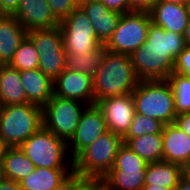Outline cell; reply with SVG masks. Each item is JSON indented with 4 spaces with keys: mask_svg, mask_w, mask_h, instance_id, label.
I'll return each mask as SVG.
<instances>
[{
    "mask_svg": "<svg viewBox=\"0 0 190 190\" xmlns=\"http://www.w3.org/2000/svg\"><path fill=\"white\" fill-rule=\"evenodd\" d=\"M95 29L96 37L104 45L114 33L122 14L108 9L102 2L79 3Z\"/></svg>",
    "mask_w": 190,
    "mask_h": 190,
    "instance_id": "18",
    "label": "cell"
},
{
    "mask_svg": "<svg viewBox=\"0 0 190 190\" xmlns=\"http://www.w3.org/2000/svg\"><path fill=\"white\" fill-rule=\"evenodd\" d=\"M55 17L62 21L78 6V0H47Z\"/></svg>",
    "mask_w": 190,
    "mask_h": 190,
    "instance_id": "30",
    "label": "cell"
},
{
    "mask_svg": "<svg viewBox=\"0 0 190 190\" xmlns=\"http://www.w3.org/2000/svg\"><path fill=\"white\" fill-rule=\"evenodd\" d=\"M38 52L39 69L54 81L66 69V51L60 27L27 32Z\"/></svg>",
    "mask_w": 190,
    "mask_h": 190,
    "instance_id": "9",
    "label": "cell"
},
{
    "mask_svg": "<svg viewBox=\"0 0 190 190\" xmlns=\"http://www.w3.org/2000/svg\"><path fill=\"white\" fill-rule=\"evenodd\" d=\"M151 22L161 26L164 31L183 35L190 18V5L169 3L156 0L149 10Z\"/></svg>",
    "mask_w": 190,
    "mask_h": 190,
    "instance_id": "16",
    "label": "cell"
},
{
    "mask_svg": "<svg viewBox=\"0 0 190 190\" xmlns=\"http://www.w3.org/2000/svg\"><path fill=\"white\" fill-rule=\"evenodd\" d=\"M0 102L2 106L30 103L21 82L20 71L9 64L0 65Z\"/></svg>",
    "mask_w": 190,
    "mask_h": 190,
    "instance_id": "22",
    "label": "cell"
},
{
    "mask_svg": "<svg viewBox=\"0 0 190 190\" xmlns=\"http://www.w3.org/2000/svg\"><path fill=\"white\" fill-rule=\"evenodd\" d=\"M147 162L123 143L115 163L101 179L108 190H142Z\"/></svg>",
    "mask_w": 190,
    "mask_h": 190,
    "instance_id": "7",
    "label": "cell"
},
{
    "mask_svg": "<svg viewBox=\"0 0 190 190\" xmlns=\"http://www.w3.org/2000/svg\"><path fill=\"white\" fill-rule=\"evenodd\" d=\"M4 149H5V146H4L3 142L0 139V162H1V159H2Z\"/></svg>",
    "mask_w": 190,
    "mask_h": 190,
    "instance_id": "44",
    "label": "cell"
},
{
    "mask_svg": "<svg viewBox=\"0 0 190 190\" xmlns=\"http://www.w3.org/2000/svg\"><path fill=\"white\" fill-rule=\"evenodd\" d=\"M19 148L36 168L73 169L67 142L44 127L32 134Z\"/></svg>",
    "mask_w": 190,
    "mask_h": 190,
    "instance_id": "6",
    "label": "cell"
},
{
    "mask_svg": "<svg viewBox=\"0 0 190 190\" xmlns=\"http://www.w3.org/2000/svg\"><path fill=\"white\" fill-rule=\"evenodd\" d=\"M5 180L4 170L2 163L0 162V183H2Z\"/></svg>",
    "mask_w": 190,
    "mask_h": 190,
    "instance_id": "43",
    "label": "cell"
},
{
    "mask_svg": "<svg viewBox=\"0 0 190 190\" xmlns=\"http://www.w3.org/2000/svg\"><path fill=\"white\" fill-rule=\"evenodd\" d=\"M105 50V46L102 45L99 49L86 52L85 55L66 53V69L82 72L93 78Z\"/></svg>",
    "mask_w": 190,
    "mask_h": 190,
    "instance_id": "26",
    "label": "cell"
},
{
    "mask_svg": "<svg viewBox=\"0 0 190 190\" xmlns=\"http://www.w3.org/2000/svg\"><path fill=\"white\" fill-rule=\"evenodd\" d=\"M139 81L130 55L105 50L93 77L94 103L132 93Z\"/></svg>",
    "mask_w": 190,
    "mask_h": 190,
    "instance_id": "2",
    "label": "cell"
},
{
    "mask_svg": "<svg viewBox=\"0 0 190 190\" xmlns=\"http://www.w3.org/2000/svg\"><path fill=\"white\" fill-rule=\"evenodd\" d=\"M9 65L19 71L39 68L38 52L28 36L21 42Z\"/></svg>",
    "mask_w": 190,
    "mask_h": 190,
    "instance_id": "28",
    "label": "cell"
},
{
    "mask_svg": "<svg viewBox=\"0 0 190 190\" xmlns=\"http://www.w3.org/2000/svg\"><path fill=\"white\" fill-rule=\"evenodd\" d=\"M185 169L175 163L159 161L146 166L144 186H161L175 190Z\"/></svg>",
    "mask_w": 190,
    "mask_h": 190,
    "instance_id": "21",
    "label": "cell"
},
{
    "mask_svg": "<svg viewBox=\"0 0 190 190\" xmlns=\"http://www.w3.org/2000/svg\"><path fill=\"white\" fill-rule=\"evenodd\" d=\"M53 95L94 104L93 78L82 72L65 69L53 81Z\"/></svg>",
    "mask_w": 190,
    "mask_h": 190,
    "instance_id": "14",
    "label": "cell"
},
{
    "mask_svg": "<svg viewBox=\"0 0 190 190\" xmlns=\"http://www.w3.org/2000/svg\"><path fill=\"white\" fill-rule=\"evenodd\" d=\"M185 173L190 177V166L185 170Z\"/></svg>",
    "mask_w": 190,
    "mask_h": 190,
    "instance_id": "47",
    "label": "cell"
},
{
    "mask_svg": "<svg viewBox=\"0 0 190 190\" xmlns=\"http://www.w3.org/2000/svg\"><path fill=\"white\" fill-rule=\"evenodd\" d=\"M20 78L30 103L43 107L53 96V81L39 68L20 71Z\"/></svg>",
    "mask_w": 190,
    "mask_h": 190,
    "instance_id": "20",
    "label": "cell"
},
{
    "mask_svg": "<svg viewBox=\"0 0 190 190\" xmlns=\"http://www.w3.org/2000/svg\"><path fill=\"white\" fill-rule=\"evenodd\" d=\"M175 190H190V177L186 173L180 178Z\"/></svg>",
    "mask_w": 190,
    "mask_h": 190,
    "instance_id": "38",
    "label": "cell"
},
{
    "mask_svg": "<svg viewBox=\"0 0 190 190\" xmlns=\"http://www.w3.org/2000/svg\"><path fill=\"white\" fill-rule=\"evenodd\" d=\"M87 105L78 100L53 95L42 107L43 127L68 142L75 133L81 114Z\"/></svg>",
    "mask_w": 190,
    "mask_h": 190,
    "instance_id": "10",
    "label": "cell"
},
{
    "mask_svg": "<svg viewBox=\"0 0 190 190\" xmlns=\"http://www.w3.org/2000/svg\"><path fill=\"white\" fill-rule=\"evenodd\" d=\"M123 138L105 132L73 160V173L101 180L113 167Z\"/></svg>",
    "mask_w": 190,
    "mask_h": 190,
    "instance_id": "5",
    "label": "cell"
},
{
    "mask_svg": "<svg viewBox=\"0 0 190 190\" xmlns=\"http://www.w3.org/2000/svg\"><path fill=\"white\" fill-rule=\"evenodd\" d=\"M162 1L181 4V5H190V0H162Z\"/></svg>",
    "mask_w": 190,
    "mask_h": 190,
    "instance_id": "41",
    "label": "cell"
},
{
    "mask_svg": "<svg viewBox=\"0 0 190 190\" xmlns=\"http://www.w3.org/2000/svg\"><path fill=\"white\" fill-rule=\"evenodd\" d=\"M105 132L107 127L100 108L96 103L87 105L81 114L75 133L67 142L71 159L74 160Z\"/></svg>",
    "mask_w": 190,
    "mask_h": 190,
    "instance_id": "12",
    "label": "cell"
},
{
    "mask_svg": "<svg viewBox=\"0 0 190 190\" xmlns=\"http://www.w3.org/2000/svg\"><path fill=\"white\" fill-rule=\"evenodd\" d=\"M1 163L5 179L16 182L27 177L36 168L19 147H5Z\"/></svg>",
    "mask_w": 190,
    "mask_h": 190,
    "instance_id": "24",
    "label": "cell"
},
{
    "mask_svg": "<svg viewBox=\"0 0 190 190\" xmlns=\"http://www.w3.org/2000/svg\"><path fill=\"white\" fill-rule=\"evenodd\" d=\"M13 16L27 32L34 29H51L60 25L47 0H21Z\"/></svg>",
    "mask_w": 190,
    "mask_h": 190,
    "instance_id": "15",
    "label": "cell"
},
{
    "mask_svg": "<svg viewBox=\"0 0 190 190\" xmlns=\"http://www.w3.org/2000/svg\"><path fill=\"white\" fill-rule=\"evenodd\" d=\"M21 0H0L1 8L7 15H13L18 9Z\"/></svg>",
    "mask_w": 190,
    "mask_h": 190,
    "instance_id": "36",
    "label": "cell"
},
{
    "mask_svg": "<svg viewBox=\"0 0 190 190\" xmlns=\"http://www.w3.org/2000/svg\"><path fill=\"white\" fill-rule=\"evenodd\" d=\"M142 190H171L161 186H143Z\"/></svg>",
    "mask_w": 190,
    "mask_h": 190,
    "instance_id": "42",
    "label": "cell"
},
{
    "mask_svg": "<svg viewBox=\"0 0 190 190\" xmlns=\"http://www.w3.org/2000/svg\"><path fill=\"white\" fill-rule=\"evenodd\" d=\"M164 124L157 119L135 113L127 134L123 138H135L145 134L161 133Z\"/></svg>",
    "mask_w": 190,
    "mask_h": 190,
    "instance_id": "29",
    "label": "cell"
},
{
    "mask_svg": "<svg viewBox=\"0 0 190 190\" xmlns=\"http://www.w3.org/2000/svg\"><path fill=\"white\" fill-rule=\"evenodd\" d=\"M132 96L135 113L157 119L164 125L175 123L174 93L167 79L139 81Z\"/></svg>",
    "mask_w": 190,
    "mask_h": 190,
    "instance_id": "4",
    "label": "cell"
},
{
    "mask_svg": "<svg viewBox=\"0 0 190 190\" xmlns=\"http://www.w3.org/2000/svg\"><path fill=\"white\" fill-rule=\"evenodd\" d=\"M185 47L183 35L164 31L161 26L150 22L146 41L130 55L138 79H168Z\"/></svg>",
    "mask_w": 190,
    "mask_h": 190,
    "instance_id": "1",
    "label": "cell"
},
{
    "mask_svg": "<svg viewBox=\"0 0 190 190\" xmlns=\"http://www.w3.org/2000/svg\"><path fill=\"white\" fill-rule=\"evenodd\" d=\"M100 0H78V3H93V2H98Z\"/></svg>",
    "mask_w": 190,
    "mask_h": 190,
    "instance_id": "45",
    "label": "cell"
},
{
    "mask_svg": "<svg viewBox=\"0 0 190 190\" xmlns=\"http://www.w3.org/2000/svg\"><path fill=\"white\" fill-rule=\"evenodd\" d=\"M73 173V169L35 168L19 181L21 190H55Z\"/></svg>",
    "mask_w": 190,
    "mask_h": 190,
    "instance_id": "23",
    "label": "cell"
},
{
    "mask_svg": "<svg viewBox=\"0 0 190 190\" xmlns=\"http://www.w3.org/2000/svg\"><path fill=\"white\" fill-rule=\"evenodd\" d=\"M123 143H125L147 163L163 160L162 132L156 134H145L135 138H123Z\"/></svg>",
    "mask_w": 190,
    "mask_h": 190,
    "instance_id": "25",
    "label": "cell"
},
{
    "mask_svg": "<svg viewBox=\"0 0 190 190\" xmlns=\"http://www.w3.org/2000/svg\"><path fill=\"white\" fill-rule=\"evenodd\" d=\"M183 38H184L185 46L190 47V18L187 22V26H186L185 31L183 33Z\"/></svg>",
    "mask_w": 190,
    "mask_h": 190,
    "instance_id": "40",
    "label": "cell"
},
{
    "mask_svg": "<svg viewBox=\"0 0 190 190\" xmlns=\"http://www.w3.org/2000/svg\"><path fill=\"white\" fill-rule=\"evenodd\" d=\"M95 179L80 176L75 173H72L66 181H64L58 188L55 190H86V188L94 181Z\"/></svg>",
    "mask_w": 190,
    "mask_h": 190,
    "instance_id": "31",
    "label": "cell"
},
{
    "mask_svg": "<svg viewBox=\"0 0 190 190\" xmlns=\"http://www.w3.org/2000/svg\"><path fill=\"white\" fill-rule=\"evenodd\" d=\"M163 161L190 166V136L176 123L164 125L162 130Z\"/></svg>",
    "mask_w": 190,
    "mask_h": 190,
    "instance_id": "17",
    "label": "cell"
},
{
    "mask_svg": "<svg viewBox=\"0 0 190 190\" xmlns=\"http://www.w3.org/2000/svg\"><path fill=\"white\" fill-rule=\"evenodd\" d=\"M174 72L190 78V47H185L175 61Z\"/></svg>",
    "mask_w": 190,
    "mask_h": 190,
    "instance_id": "32",
    "label": "cell"
},
{
    "mask_svg": "<svg viewBox=\"0 0 190 190\" xmlns=\"http://www.w3.org/2000/svg\"><path fill=\"white\" fill-rule=\"evenodd\" d=\"M42 127V106L25 103L1 107L0 139L5 147H19Z\"/></svg>",
    "mask_w": 190,
    "mask_h": 190,
    "instance_id": "3",
    "label": "cell"
},
{
    "mask_svg": "<svg viewBox=\"0 0 190 190\" xmlns=\"http://www.w3.org/2000/svg\"><path fill=\"white\" fill-rule=\"evenodd\" d=\"M96 104L103 114L107 131L123 138L127 134L135 114L132 93L101 99Z\"/></svg>",
    "mask_w": 190,
    "mask_h": 190,
    "instance_id": "13",
    "label": "cell"
},
{
    "mask_svg": "<svg viewBox=\"0 0 190 190\" xmlns=\"http://www.w3.org/2000/svg\"><path fill=\"white\" fill-rule=\"evenodd\" d=\"M27 31L13 15L0 18V65L9 64Z\"/></svg>",
    "mask_w": 190,
    "mask_h": 190,
    "instance_id": "19",
    "label": "cell"
},
{
    "mask_svg": "<svg viewBox=\"0 0 190 190\" xmlns=\"http://www.w3.org/2000/svg\"><path fill=\"white\" fill-rule=\"evenodd\" d=\"M175 123L190 136V112L177 115Z\"/></svg>",
    "mask_w": 190,
    "mask_h": 190,
    "instance_id": "35",
    "label": "cell"
},
{
    "mask_svg": "<svg viewBox=\"0 0 190 190\" xmlns=\"http://www.w3.org/2000/svg\"><path fill=\"white\" fill-rule=\"evenodd\" d=\"M6 14L3 11V9L1 8V4H0V18L4 17Z\"/></svg>",
    "mask_w": 190,
    "mask_h": 190,
    "instance_id": "46",
    "label": "cell"
},
{
    "mask_svg": "<svg viewBox=\"0 0 190 190\" xmlns=\"http://www.w3.org/2000/svg\"><path fill=\"white\" fill-rule=\"evenodd\" d=\"M133 11H149L156 0H128Z\"/></svg>",
    "mask_w": 190,
    "mask_h": 190,
    "instance_id": "34",
    "label": "cell"
},
{
    "mask_svg": "<svg viewBox=\"0 0 190 190\" xmlns=\"http://www.w3.org/2000/svg\"><path fill=\"white\" fill-rule=\"evenodd\" d=\"M151 22L149 11L122 14L114 33L104 44L107 51L131 55L147 39Z\"/></svg>",
    "mask_w": 190,
    "mask_h": 190,
    "instance_id": "8",
    "label": "cell"
},
{
    "mask_svg": "<svg viewBox=\"0 0 190 190\" xmlns=\"http://www.w3.org/2000/svg\"><path fill=\"white\" fill-rule=\"evenodd\" d=\"M86 190H108V187L102 180H94Z\"/></svg>",
    "mask_w": 190,
    "mask_h": 190,
    "instance_id": "39",
    "label": "cell"
},
{
    "mask_svg": "<svg viewBox=\"0 0 190 190\" xmlns=\"http://www.w3.org/2000/svg\"><path fill=\"white\" fill-rule=\"evenodd\" d=\"M66 53L85 55L103 44L96 37L90 19L78 6L59 25Z\"/></svg>",
    "mask_w": 190,
    "mask_h": 190,
    "instance_id": "11",
    "label": "cell"
},
{
    "mask_svg": "<svg viewBox=\"0 0 190 190\" xmlns=\"http://www.w3.org/2000/svg\"><path fill=\"white\" fill-rule=\"evenodd\" d=\"M167 80L174 93L176 114L190 112V78L173 72Z\"/></svg>",
    "mask_w": 190,
    "mask_h": 190,
    "instance_id": "27",
    "label": "cell"
},
{
    "mask_svg": "<svg viewBox=\"0 0 190 190\" xmlns=\"http://www.w3.org/2000/svg\"><path fill=\"white\" fill-rule=\"evenodd\" d=\"M108 9L121 14L132 12L128 0H100Z\"/></svg>",
    "mask_w": 190,
    "mask_h": 190,
    "instance_id": "33",
    "label": "cell"
},
{
    "mask_svg": "<svg viewBox=\"0 0 190 190\" xmlns=\"http://www.w3.org/2000/svg\"><path fill=\"white\" fill-rule=\"evenodd\" d=\"M0 190H21V188L19 186V182L5 179L0 183Z\"/></svg>",
    "mask_w": 190,
    "mask_h": 190,
    "instance_id": "37",
    "label": "cell"
}]
</instances>
